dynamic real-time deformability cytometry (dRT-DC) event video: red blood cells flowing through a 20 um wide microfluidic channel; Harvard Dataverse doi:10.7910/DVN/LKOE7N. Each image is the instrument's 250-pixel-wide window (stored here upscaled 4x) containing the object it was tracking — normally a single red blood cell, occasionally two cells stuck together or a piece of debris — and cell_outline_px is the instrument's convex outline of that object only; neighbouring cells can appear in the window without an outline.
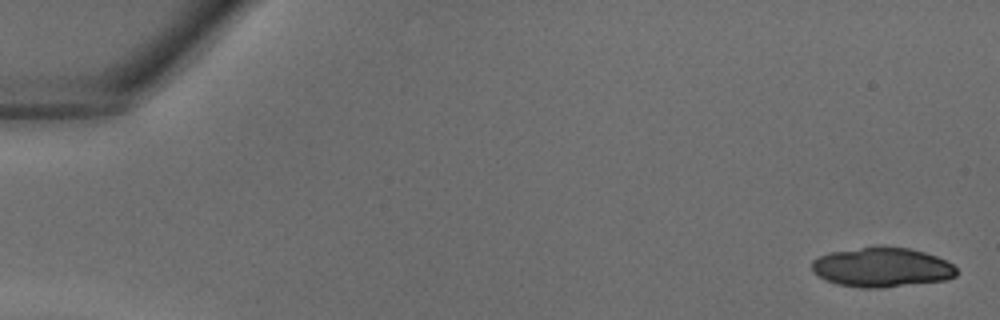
{"species": "common noctule bat (a hibernating species)", "species_latin": "Nyctalus noctula", "temperature_condition": "warm", "stored_images_in_passage": 25, "camera_frame_rate_fps": 3000, "um_per_image_px": 0.085, "animal": {"sex": "male", "body_mass_g": 18.8}, "frame": {"image": 1, "passage_image": 1, "time_ms": 0.0, "image_size_px": [1000, 320], "cell_outline_px": [[956, 276], [944, 280], [880, 288], [860, 288], [836, 284], [824, 280], [812, 272], [812, 260], [820, 256], [832, 252], [880, 244], [908, 248], [924, 252], [936, 256], [952, 264], [956, 268]], "centroid_in_image_um": [74.92, 22.71], "position_along_channel_um": 10.1, "area_um2": 33.64}}
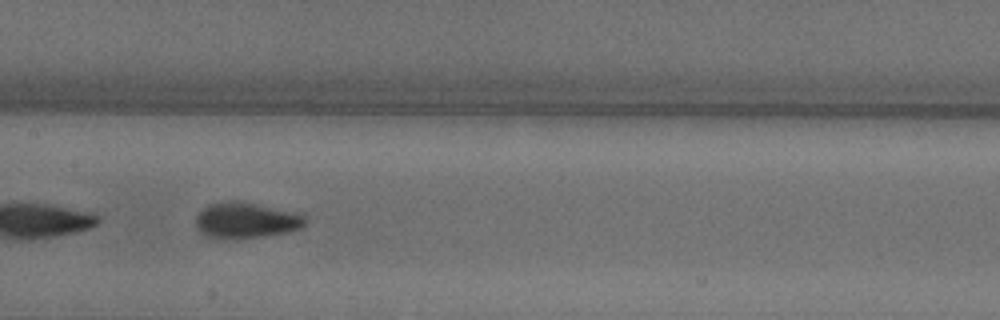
{"frame": {"image": 2, "passage_image": 20, "time_ms": 6.333, "image_size_px": [1000, 320], "cell_outline_px": [[308, 220], [300, 228], [288, 232], [264, 236], [204, 236], [196, 228], [196, 216], [208, 204], [228, 200], [236, 200], [304, 212]], "centroid_in_image_um": [21.0, 18.66], "position_along_channel_um": 186.4, "area_um2": 22.77}}
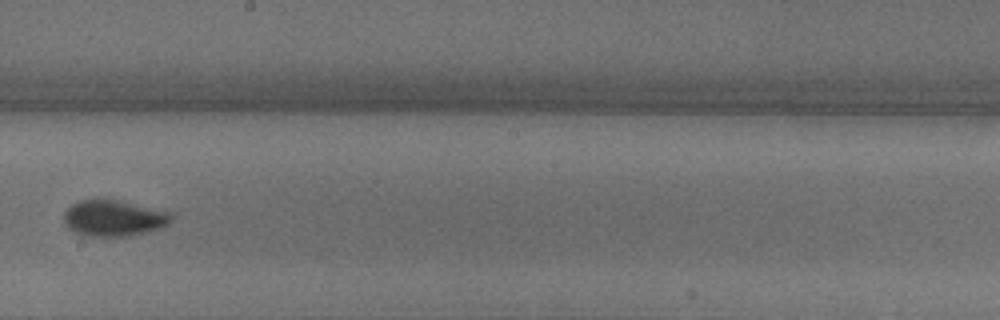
{"frame": {"image": 3, "passage_image": 23, "time_ms": 7.333, "image_size_px": [1000, 320], "cell_outline_px": [[172, 220], [160, 228], [128, 236], [88, 236], [76, 232], [68, 228], [64, 224], [64, 212], [72, 204], [80, 200], [116, 200], [168, 212], [172, 216]], "centroid_in_image_um": [9.61, 18.55], "position_along_channel_um": 238.6, "area_um2": 22.08}}